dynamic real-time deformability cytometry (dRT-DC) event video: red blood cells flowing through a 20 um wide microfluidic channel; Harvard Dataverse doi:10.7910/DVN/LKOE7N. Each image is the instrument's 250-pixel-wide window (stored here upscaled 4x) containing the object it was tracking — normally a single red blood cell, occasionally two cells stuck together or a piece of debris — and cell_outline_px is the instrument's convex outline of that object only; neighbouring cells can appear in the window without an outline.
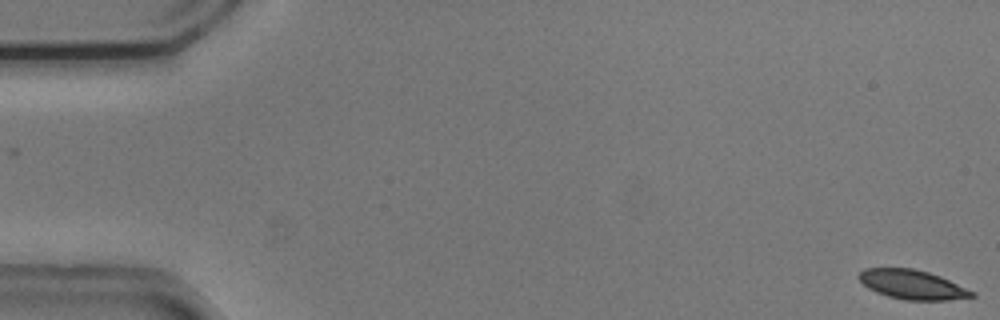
{"species": "common noctule bat (a hibernating species)", "species_latin": "Nyctalus noctula", "temperature_condition": "cold", "stored_images_in_passage": 55, "camera_frame_rate_fps": 3000, "um_per_image_px": 0.085, "animal": {"sex": "male", "body_mass_g": 20.5, "forearm_length_mm": 52.5}, "frame": {"image": 1, "passage_image": 1, "time_ms": 0.0, "image_size_px": [1000, 320], "cell_outline_px": [[976, 296], [948, 300], [904, 300], [888, 296], [876, 292], [868, 288], [856, 276], [864, 268], [912, 268], [928, 272], [940, 276], [976, 292]], "centroid_in_image_um": [77.54, 24.19], "position_along_channel_um": 7.5, "area_um2": 19.31}}
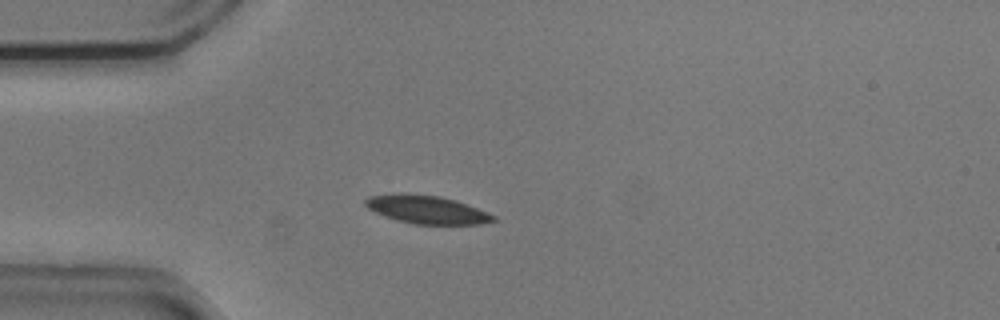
{"frame": {"image": 2, "passage_image": 15, "time_ms": 4.667, "image_size_px": [1000, 320], "cell_outline_px": [[496, 220], [480, 224], [412, 224], [396, 220], [384, 216], [368, 208], [364, 204], [364, 200], [368, 196], [400, 192], [408, 192], [440, 196], [456, 200], [488, 212], [496, 216]], "centroid_in_image_um": [36.24, 17.79], "position_along_channel_um": 48.8, "area_um2": 21.33}}
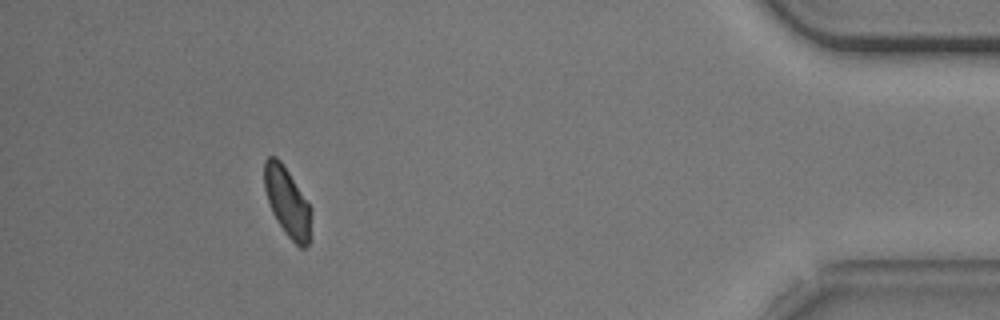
{"frame": {"image": 3, "passage_image": 50, "time_ms": 16.333, "image_size_px": [1000, 320], "cell_outline_px": [[312, 208], [308, 244], [304, 248], [300, 248], [284, 232], [276, 220], [272, 212], [264, 188], [264, 160], [268, 156], [276, 156], [280, 160]], "centroid_in_image_um": [24.41, 17.16], "position_along_channel_um": 410.8, "area_um2": 18.73}, "authors_computed_cell_mechanics": {"area_um2": 20.4034, "velocity_mm_per_s": 3.7053, "shape_relaxation_time_tau1_ms": 2.9688, "shape_relaxation_time_tau2_ms": 8.7433, "deformation_change_tau1": 0.1051, "deformation_change_tau2": 0.1279}}